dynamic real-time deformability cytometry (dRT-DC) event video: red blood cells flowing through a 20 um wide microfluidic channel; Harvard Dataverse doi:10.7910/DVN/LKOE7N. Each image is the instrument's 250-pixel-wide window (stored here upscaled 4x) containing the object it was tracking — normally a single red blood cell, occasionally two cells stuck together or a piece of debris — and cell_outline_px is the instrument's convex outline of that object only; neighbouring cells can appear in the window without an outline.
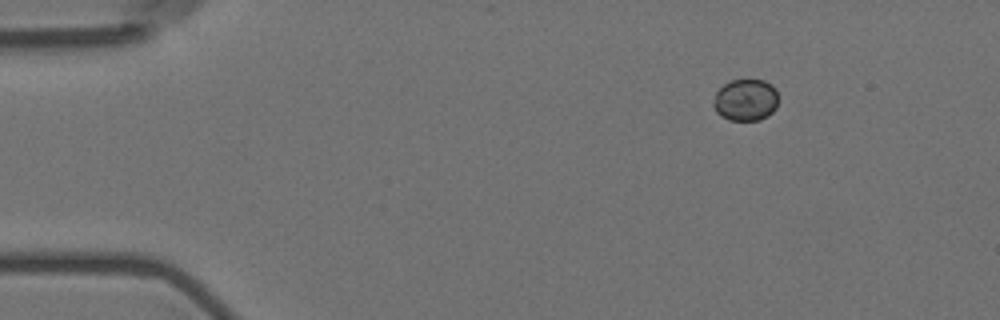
{"species": "Egyptian fruit bat (a non-hibernating species)", "species_latin": "Rousettus aegyptiacus", "temperature_condition": "room temperature", "stored_images_in_passage": 50, "camera_frame_rate_fps": 3000, "um_per_image_px": 0.085, "animal": {"sex": "female"}, "frame": {"image": 1, "passage_image": 1, "time_ms": 0.0, "image_size_px": [1000, 320], "cell_outline_px": [[776, 108], [768, 116], [760, 120], [728, 120], [720, 116], [716, 112], [712, 104], [716, 92], [724, 84], [732, 80], [764, 80], [772, 84], [776, 88]], "centroid_in_image_um": [63.36, 8.5], "position_along_channel_um": 21.6, "area_um2": 15.9}}
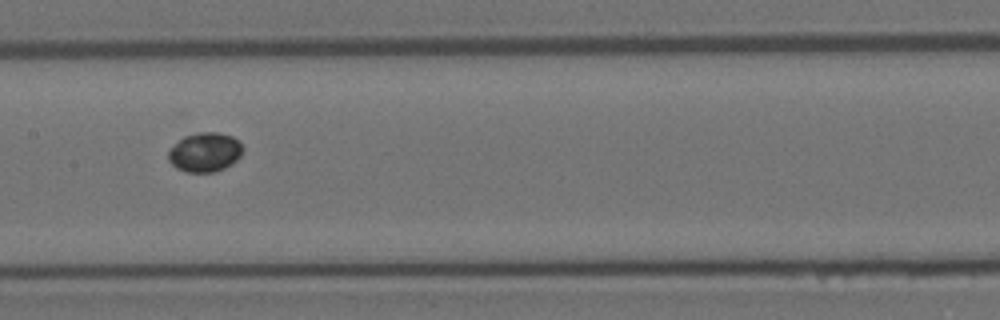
{"frame": {"image": 2, "passage_image": 22, "time_ms": 7.0, "image_size_px": [1000, 320], "cell_outline_px": [[244, 148], [240, 156], [232, 164], [216, 172], [184, 172], [176, 168], [168, 160], [168, 152], [184, 136], [196, 132], [220, 132], [232, 136], [240, 140]], "centroid_in_image_um": [17.45, 12.93], "position_along_channel_um": 189.9, "area_um2": 17.22}}
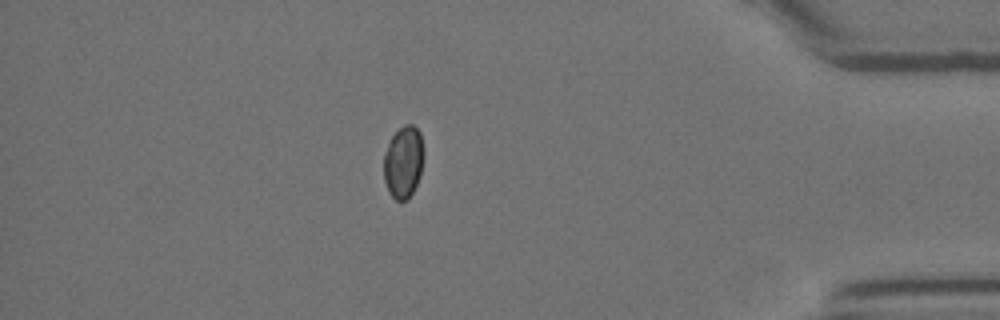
{"frame": {"image": 3, "passage_image": 43, "time_ms": 14.0, "image_size_px": [1000, 320], "cell_outline_px": [[424, 152], [420, 176], [408, 200], [396, 200], [388, 192], [384, 180], [384, 152], [392, 136], [404, 124], [412, 124], [420, 132]], "centroid_in_image_um": [34.29, 13.77], "position_along_channel_um": 400.9, "area_um2": 16.82}}